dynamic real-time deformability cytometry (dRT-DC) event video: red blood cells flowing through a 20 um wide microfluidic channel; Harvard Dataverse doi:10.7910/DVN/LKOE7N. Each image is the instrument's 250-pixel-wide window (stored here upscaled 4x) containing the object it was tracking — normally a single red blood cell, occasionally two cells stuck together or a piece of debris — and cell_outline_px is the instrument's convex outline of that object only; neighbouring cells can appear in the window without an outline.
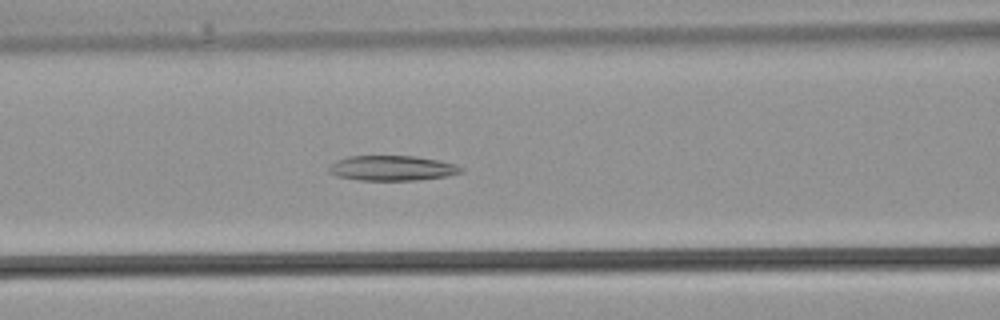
{"species": "common noctule bat (a hibernating species)", "species_latin": "Nyctalus noctula", "temperature_condition": "warm", "stored_images_in_passage": 29, "camera_frame_rate_fps": 3000, "um_per_image_px": 0.085, "animal": {"sex": "male", "body_mass_g": 21.5, "forearm_length_mm": 52.0}, "frame": {"image": 1, "passage_image": 8, "time_ms": 2.333, "image_size_px": [1000, 320], "cell_outline_px": [[464, 172], [448, 176], [416, 180], [360, 180], [336, 176], [328, 172], [328, 168], [336, 160], [348, 156], [416, 156], [440, 160], [456, 164], [464, 168]], "centroid_in_image_um": [33.36, 14.29], "position_along_channel_um": 133.2, "area_um2": 19.48}}
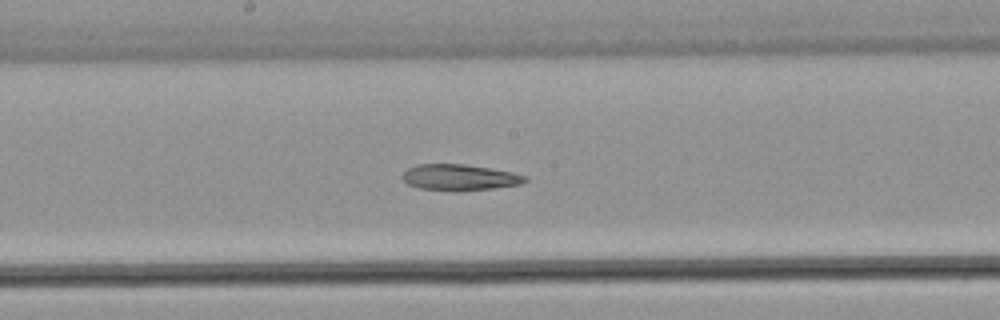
{"frame": {"image": 2, "passage_image": 12, "time_ms": 3.667, "image_size_px": [1000, 320], "cell_outline_px": [[528, 180], [520, 184], [492, 188], [456, 192], [452, 192], [420, 188], [408, 184], [404, 180], [404, 172], [408, 168], [416, 164], [464, 164], [512, 172], [528, 176]], "centroid_in_image_um": [39.07, 15.09], "position_along_channel_um": 209.1, "area_um2": 18.67}}
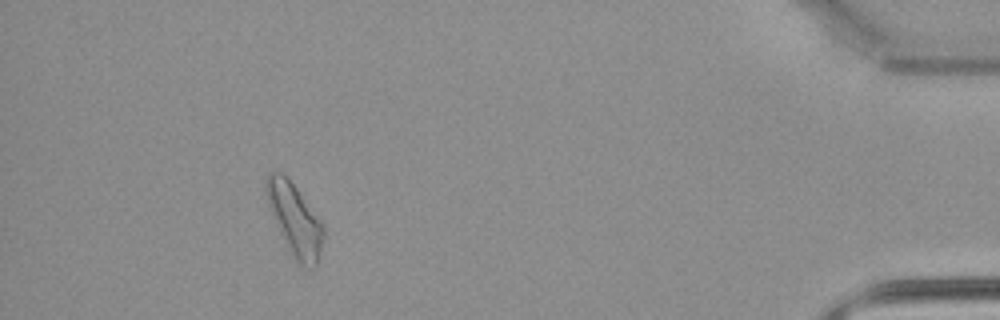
{"frame": {"image": 3, "passage_image": 26, "time_ms": 8.333, "image_size_px": [1000, 320], "cell_outline_px": [[324, 236], [316, 264], [312, 268], [304, 268], [296, 264], [284, 240], [268, 204], [264, 192], [264, 184], [268, 172], [280, 172], [296, 188], [324, 224]], "centroid_in_image_um": [25.05, 18.69], "position_along_channel_um": 410.1, "area_um2": 23.7}}